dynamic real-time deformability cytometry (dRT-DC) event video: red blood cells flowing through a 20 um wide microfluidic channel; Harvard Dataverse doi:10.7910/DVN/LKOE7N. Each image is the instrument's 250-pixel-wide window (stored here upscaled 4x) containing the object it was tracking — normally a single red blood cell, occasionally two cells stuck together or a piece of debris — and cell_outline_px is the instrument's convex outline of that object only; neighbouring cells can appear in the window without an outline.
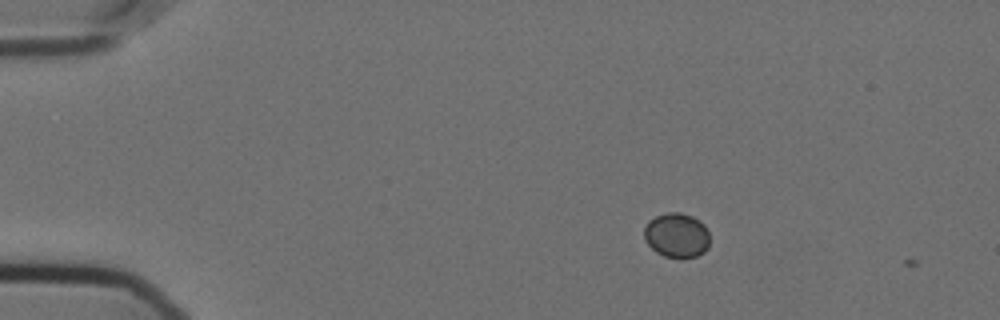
{"species": "Egyptian fruit bat (a non-hibernating species)", "species_latin": "Rousettus aegyptiacus", "temperature_condition": "cold", "stored_images_in_passage": 4, "camera_frame_rate_fps": 3000, "um_per_image_px": 0.085, "animal": {"sex": "female"}, "frame": {"image": 1, "passage_image": 2, "time_ms": 0.333, "image_size_px": [1000, 320], "cell_outline_px": [[708, 248], [704, 252], [696, 256], [680, 260], [664, 256], [656, 252], [648, 244], [644, 236], [644, 228], [648, 220], [656, 216], [668, 212], [680, 212], [692, 216], [700, 220], [704, 224], [708, 232]], "centroid_in_image_um": [57.52, 20.01], "position_along_channel_um": 27.5, "area_um2": 17.34}}